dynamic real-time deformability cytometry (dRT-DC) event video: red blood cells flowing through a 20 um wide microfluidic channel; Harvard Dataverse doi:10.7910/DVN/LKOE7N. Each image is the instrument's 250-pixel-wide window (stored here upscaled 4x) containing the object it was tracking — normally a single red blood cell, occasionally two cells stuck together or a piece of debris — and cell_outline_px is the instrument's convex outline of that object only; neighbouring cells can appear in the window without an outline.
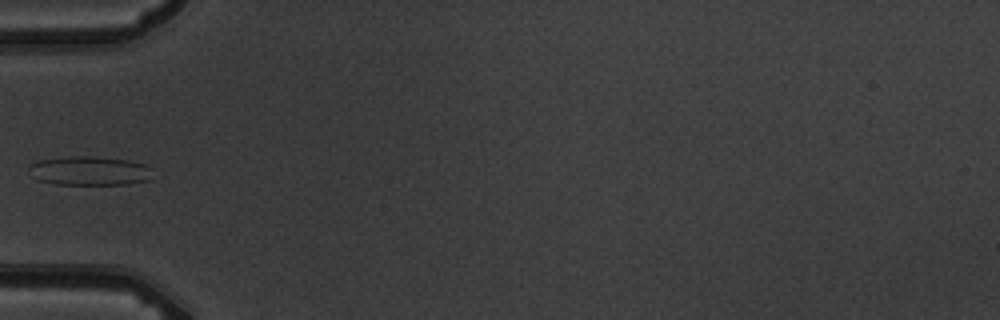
{"species": "common noctule bat (a hibernating species)", "species_latin": "Nyctalus noctula", "temperature_condition": "warm", "stored_images_in_passage": 5, "camera_frame_rate_fps": 3000, "um_per_image_px": 0.085, "animal": {"sex": "male", "body_mass_g": 19.5, "forearm_length_mm": 54.6}, "frame": {"image": 1, "passage_image": 4, "time_ms": 3.333, "image_size_px": [1000, 320], "cell_outline_px": [[152, 180], [128, 184], [56, 184], [36, 180], [32, 176], [28, 168], [32, 164], [40, 160], [64, 156], [92, 156], [128, 160], [148, 164], [152, 168]], "centroid_in_image_um": [7.66, 14.52], "position_along_channel_um": 77.3, "area_um2": 21.27}}
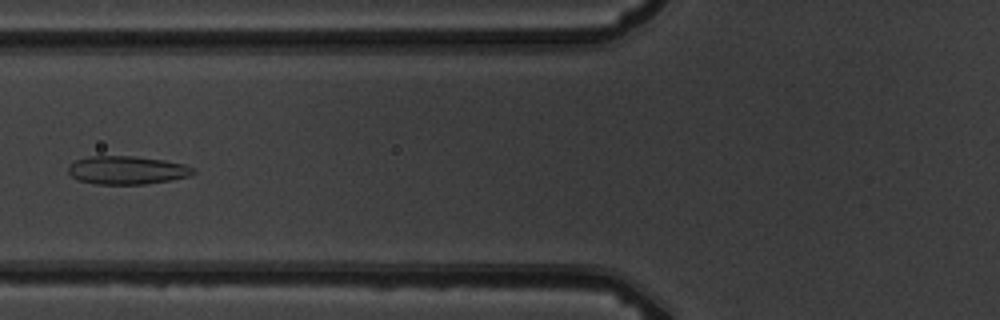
{"frame": {"image": 2, "passage_image": 5, "time_ms": 4.333, "image_size_px": [1000, 320], "cell_outline_px": [[196, 172], [188, 176], [172, 180], [144, 184], [96, 184], [76, 180], [68, 172], [68, 164], [76, 160], [88, 156], [136, 156], [164, 160], [184, 164], [192, 168]], "centroid_in_image_um": [10.76, 14.46], "position_along_channel_um": 115.0, "area_um2": 20.69}}